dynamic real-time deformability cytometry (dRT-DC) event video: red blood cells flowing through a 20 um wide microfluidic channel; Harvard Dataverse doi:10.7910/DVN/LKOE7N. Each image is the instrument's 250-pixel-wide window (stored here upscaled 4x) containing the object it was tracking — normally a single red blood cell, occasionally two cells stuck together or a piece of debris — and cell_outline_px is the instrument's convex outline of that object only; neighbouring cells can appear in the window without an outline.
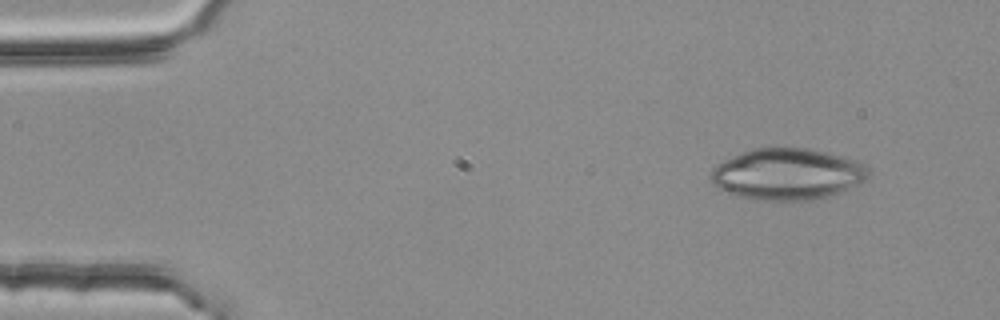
{"species": "common noctule bat (a hibernating species)", "species_latin": "Nyctalus noctula", "temperature_condition": "room temperature", "stored_images_in_passage": 5, "camera_frame_rate_fps": 3000, "um_per_image_px": 0.085, "animal": {"sex": "female", "body_mass_g": 25.1}, "frame": {"image": 1, "passage_image": 1, "time_ms": 0.0, "image_size_px": [1000, 320], "cell_outline_px": [[868, 176], [864, 180], [840, 192], [828, 196], [812, 200], [756, 200], [736, 196], [716, 188], [712, 184], [712, 168], [724, 160], [740, 152], [752, 148], [808, 148], [856, 160], [864, 164], [868, 168]], "centroid_in_image_um": [66.88, 14.8], "position_along_channel_um": 18.1, "area_um2": 47.05}}
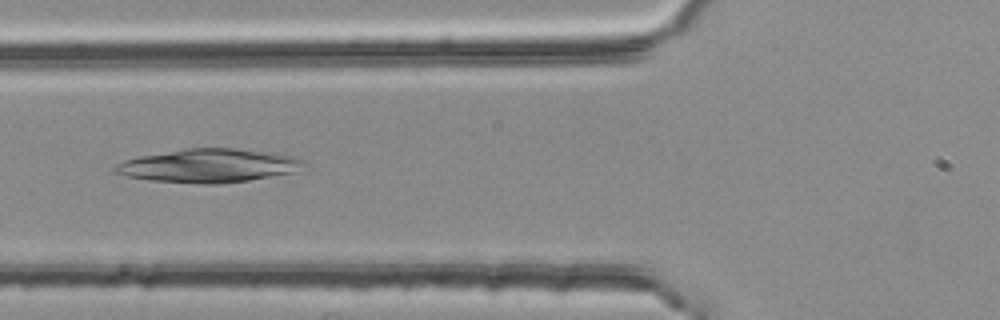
{"frame": {"image": 2, "passage_image": 5, "time_ms": 1.333, "image_size_px": [1000, 320], "cell_outline_px": [[308, 164], [296, 172], [248, 180], [220, 184], [200, 184], [148, 180], [128, 176], [112, 172], [112, 168], [116, 164], [124, 160], [140, 156], [188, 148], [232, 148], [276, 152], [296, 156]], "centroid_in_image_um": [17.78, 14.08], "position_along_channel_um": 108.0, "area_um2": 37.22}}